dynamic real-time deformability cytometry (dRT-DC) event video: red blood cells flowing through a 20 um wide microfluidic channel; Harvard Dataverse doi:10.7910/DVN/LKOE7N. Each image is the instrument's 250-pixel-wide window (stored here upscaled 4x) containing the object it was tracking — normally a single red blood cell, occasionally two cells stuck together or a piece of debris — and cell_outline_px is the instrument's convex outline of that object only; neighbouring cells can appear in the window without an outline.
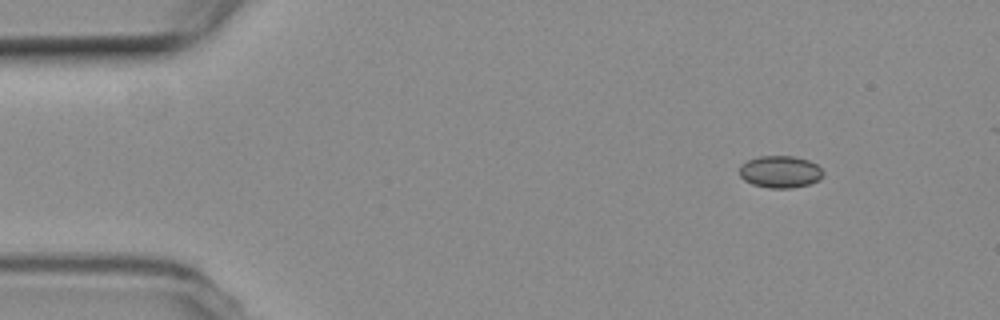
{"species": "common noctule bat (a hibernating species)", "species_latin": "Nyctalus noctula", "temperature_condition": "room temperature", "stored_images_in_passage": 32, "camera_frame_rate_fps": 3000, "um_per_image_px": 0.085, "animal": {"sex": "female", "body_mass_g": 19.3, "forearm_length_mm": 54.1}, "frame": {"image": 1, "passage_image": 1, "time_ms": 0.0, "image_size_px": [1000, 320], "cell_outline_px": [[824, 172], [820, 180], [808, 184], [792, 188], [768, 188], [752, 184], [744, 180], [740, 176], [740, 164], [748, 160], [760, 156], [792, 156], [808, 160], [816, 164]], "centroid_in_image_um": [66.31, 14.6], "position_along_channel_um": 18.7, "area_um2": 15.66}}
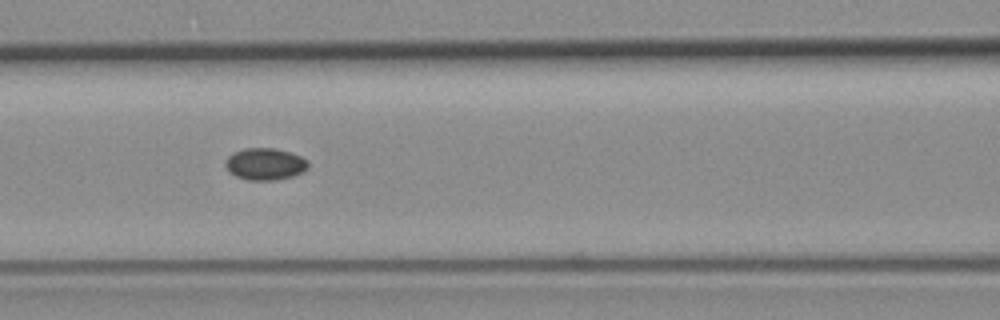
{"frame": {"image": 2, "passage_image": 18, "time_ms": 5.667, "image_size_px": [1000, 320], "cell_outline_px": [[308, 168], [304, 172], [292, 176], [276, 180], [248, 180], [236, 176], [228, 172], [224, 164], [224, 160], [232, 152], [244, 148], [276, 148], [300, 156], [308, 160]], "centroid_in_image_um": [22.5, 13.94], "position_along_channel_um": 144.1, "area_um2": 15.61}}
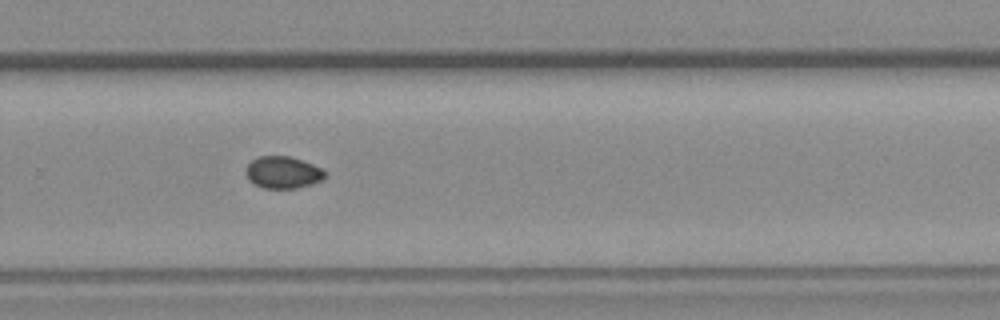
{"frame": {"image": 3, "passage_image": 31, "time_ms": 10.0, "image_size_px": [1000, 320], "cell_outline_px": [[324, 180], [312, 184], [296, 188], [264, 188], [248, 180], [244, 172], [244, 168], [252, 160], [260, 156], [288, 156], [312, 164], [320, 168], [324, 172]], "centroid_in_image_um": [24.0, 14.66], "position_along_channel_um": 305.8, "area_um2": 14.68}}